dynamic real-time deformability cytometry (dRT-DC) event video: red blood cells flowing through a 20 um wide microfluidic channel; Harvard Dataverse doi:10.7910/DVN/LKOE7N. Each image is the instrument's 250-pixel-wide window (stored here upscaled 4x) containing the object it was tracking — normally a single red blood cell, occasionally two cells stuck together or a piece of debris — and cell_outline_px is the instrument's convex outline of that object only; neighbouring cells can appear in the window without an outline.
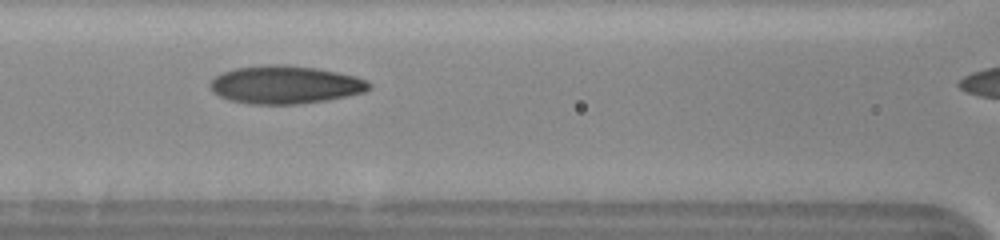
{"species": "human", "species_latin": "Homo sapiens", "temperature_condition": "cold", "stored_images_in_passage": 31, "camera_frame_rate_fps": 3000, "um_per_image_px": 0.085, "donor": {"sex": "female"}, "frame": {"image": 1, "passage_image": 10, "time_ms": 3.0, "image_size_px": [1000, 240], "cell_outline_px": [[372, 84], [364, 92], [328, 100], [296, 104], [252, 104], [228, 100], [212, 92], [208, 84], [220, 72], [236, 68], [268, 64], [280, 64], [316, 68], [356, 76], [368, 80]], "centroid_in_image_um": [24.22, 7.2], "position_along_channel_um": 142.4, "area_um2": 35.26}}
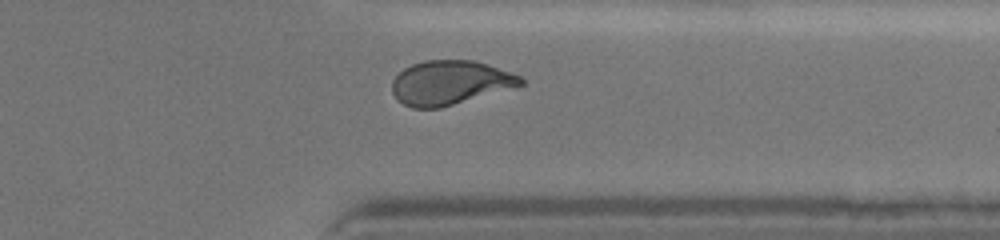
{"frame": {"image": 2, "passage_image": 27, "time_ms": 8.667, "image_size_px": [1000, 240], "cell_outline_px": [[524, 84], [440, 108], [412, 108], [404, 104], [392, 92], [392, 80], [404, 68], [412, 64], [424, 60], [472, 60], [488, 64], [520, 76], [524, 80]], "centroid_in_image_um": [38.22, 7.01], "position_along_channel_um": 373.2, "area_um2": 32.71}}